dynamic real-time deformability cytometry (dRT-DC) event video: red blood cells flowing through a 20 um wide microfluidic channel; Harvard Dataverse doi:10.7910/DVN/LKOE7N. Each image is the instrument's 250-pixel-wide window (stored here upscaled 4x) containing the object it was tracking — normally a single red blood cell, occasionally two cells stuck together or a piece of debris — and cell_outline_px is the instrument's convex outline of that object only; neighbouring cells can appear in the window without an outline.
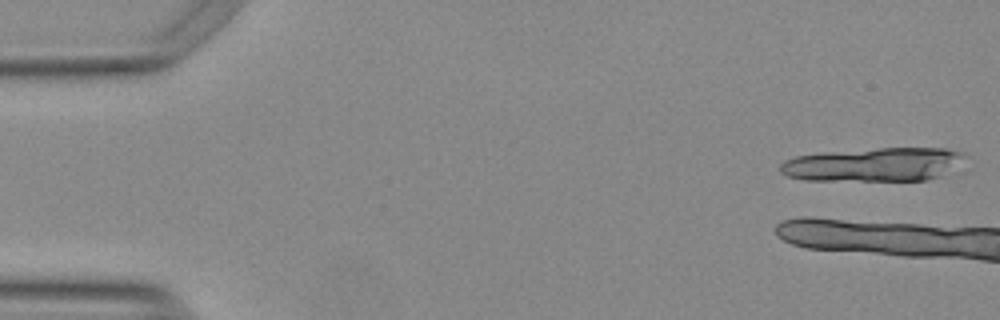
{"species": "Egyptian fruit bat (a non-hibernating species)", "species_latin": "Rousettus aegyptiacus", "temperature_condition": "warm", "stored_images_in_passage": 6, "camera_frame_rate_fps": 3000, "um_per_image_px": 0.085, "animal": {"sex": "female"}, "frame": {"image": 1, "passage_image": 1, "time_ms": 0.0, "image_size_px": [1000, 320], "cell_outline_px": [[960, 156], [956, 164], [936, 176], [928, 180], [804, 180], [788, 176], [780, 172], [780, 164], [784, 160], [796, 156], [824, 152], [880, 148], [944, 148], [960, 152]], "centroid_in_image_um": [74.09, 13.98], "position_along_channel_um": 10.9, "area_um2": 35.37}}